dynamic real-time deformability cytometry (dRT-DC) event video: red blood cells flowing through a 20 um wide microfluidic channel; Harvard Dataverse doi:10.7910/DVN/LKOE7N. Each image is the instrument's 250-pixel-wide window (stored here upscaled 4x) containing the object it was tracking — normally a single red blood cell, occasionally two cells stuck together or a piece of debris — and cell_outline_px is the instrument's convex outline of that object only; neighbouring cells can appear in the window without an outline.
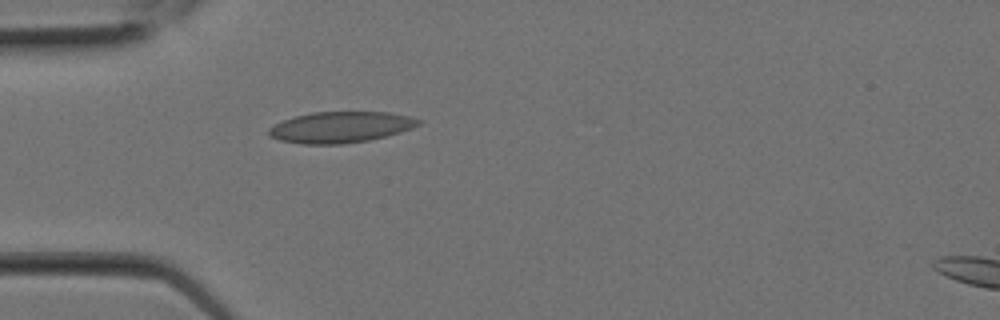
{"species": "Egyptian fruit bat (a non-hibernating species)", "species_latin": "Rousettus aegyptiacus", "temperature_condition": "room temperature", "stored_images_in_passage": 6, "camera_frame_rate_fps": 3000, "um_per_image_px": 0.085, "animal": {"sex": "female"}, "frame": {"image": 1, "passage_image": 6, "time_ms": 1.667, "image_size_px": [1000, 320], "cell_outline_px": [[424, 120], [420, 124], [412, 128], [400, 132], [368, 140], [344, 144], [304, 144], [280, 140], [268, 136], [268, 128], [284, 120], [296, 116], [312, 112], [388, 112], [408, 116]], "centroid_in_image_um": [28.96, 10.81], "position_along_channel_um": 56.0, "area_um2": 26.99}}